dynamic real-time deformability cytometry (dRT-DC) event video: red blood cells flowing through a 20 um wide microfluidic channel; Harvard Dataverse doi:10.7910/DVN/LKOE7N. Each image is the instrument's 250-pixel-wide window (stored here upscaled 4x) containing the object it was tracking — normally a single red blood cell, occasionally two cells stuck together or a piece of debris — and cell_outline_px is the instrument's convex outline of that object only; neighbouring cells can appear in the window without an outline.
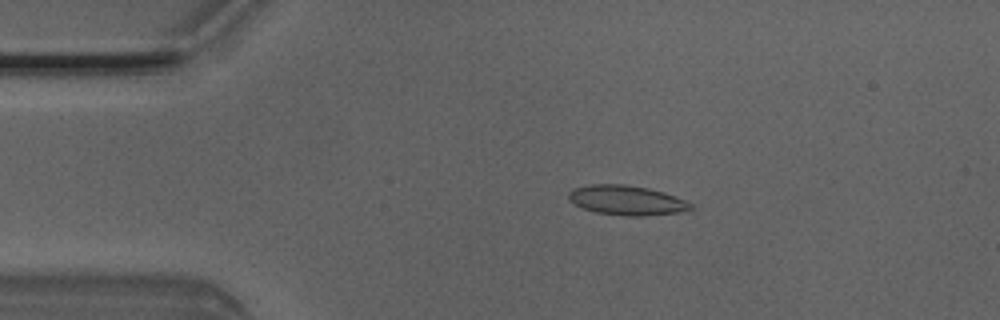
{"species": "Egyptian fruit bat (a non-hibernating species)", "species_latin": "Rousettus aegyptiacus", "temperature_condition": "room temperature", "stored_images_in_passage": 4, "camera_frame_rate_fps": 3000, "um_per_image_px": 0.085, "animal": {"sex": "male"}, "frame": {"image": 1, "passage_image": 2, "time_ms": 0.333, "image_size_px": [1000, 320], "cell_outline_px": [[696, 208], [680, 212], [640, 216], [624, 216], [596, 212], [580, 208], [568, 200], [568, 192], [572, 188], [592, 184], [624, 184], [648, 188], [664, 192], [684, 200], [692, 204]], "centroid_in_image_um": [53.23, 17.02], "position_along_channel_um": 31.8, "area_um2": 21.27}}